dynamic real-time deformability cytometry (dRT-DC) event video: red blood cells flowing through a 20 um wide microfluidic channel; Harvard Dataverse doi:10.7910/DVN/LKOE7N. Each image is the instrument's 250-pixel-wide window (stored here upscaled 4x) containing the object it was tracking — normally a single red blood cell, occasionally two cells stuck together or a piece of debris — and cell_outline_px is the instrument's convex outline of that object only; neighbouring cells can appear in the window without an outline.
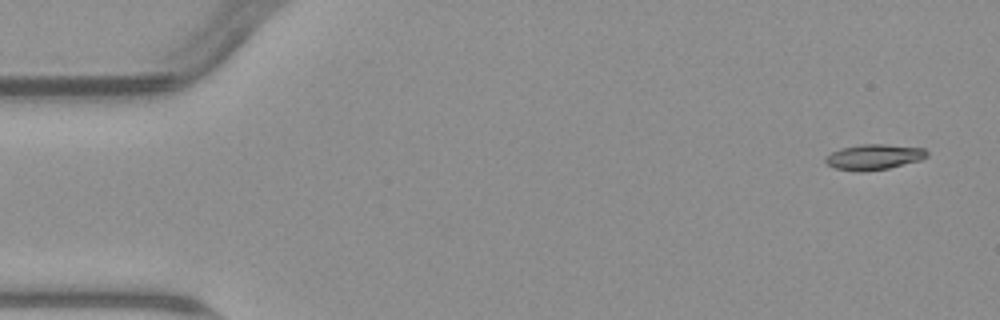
{"species": "common noctule bat (a hibernating species)", "species_latin": "Nyctalus noctula", "temperature_condition": "warm", "stored_images_in_passage": 7, "camera_frame_rate_fps": 3000, "um_per_image_px": 0.085, "animal": {"sex": "male", "body_mass_g": 23.1, "forearm_length_mm": 52.7}, "frame": {"image": 1, "passage_image": 1, "time_ms": 0.0, "image_size_px": [1000, 320], "cell_outline_px": [[928, 156], [920, 160], [888, 168], [860, 172], [836, 168], [828, 164], [824, 160], [832, 152], [840, 148], [860, 144], [884, 144], [924, 148], [928, 152]], "centroid_in_image_um": [74.3, 13.33], "position_along_channel_um": 10.7, "area_um2": 14.91}}
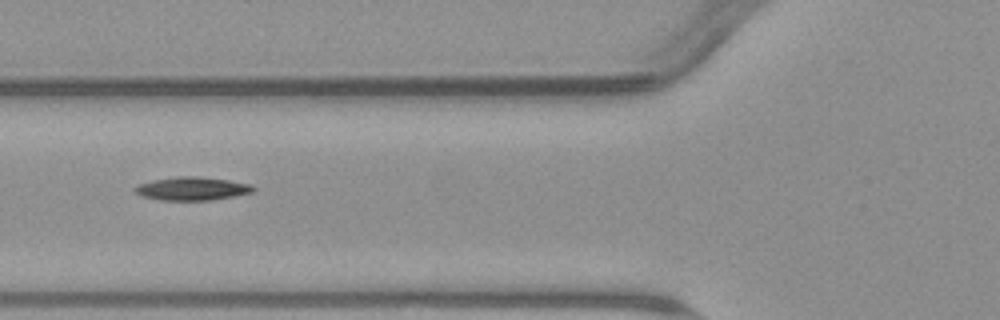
{"frame": {"image": 2, "passage_image": 6, "time_ms": 6.0, "image_size_px": [1000, 320], "cell_outline_px": [[256, 188], [252, 192], [212, 200], [160, 200], [144, 196], [136, 192], [132, 188], [140, 184], [152, 180], [176, 176], [200, 176], [228, 180], [252, 184]], "centroid_in_image_um": [16.34, 16.02], "position_along_channel_um": 109.5, "area_um2": 16.01}}
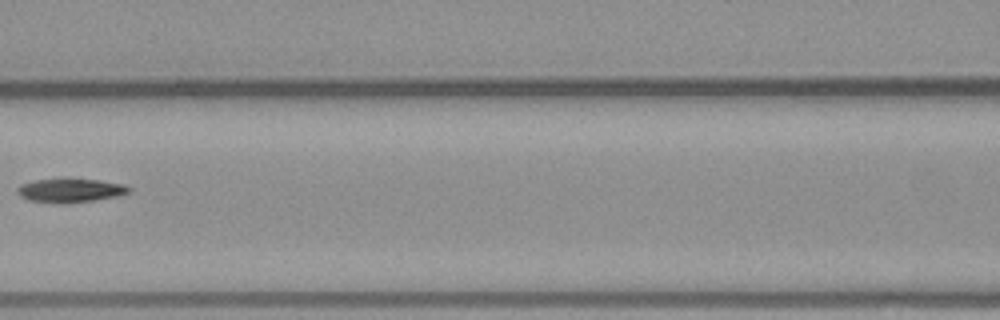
{"frame": {"image": 3, "passage_image": 7, "time_ms": 7.333, "image_size_px": [1000, 320], "cell_outline_px": [[132, 192], [116, 196], [92, 200], [60, 204], [28, 200], [20, 196], [16, 192], [16, 188], [20, 184], [36, 180], [64, 176], [100, 180], [124, 184], [132, 188]], "centroid_in_image_um": [5.96, 16.14], "position_along_channel_um": 160.6, "area_um2": 16.18}}